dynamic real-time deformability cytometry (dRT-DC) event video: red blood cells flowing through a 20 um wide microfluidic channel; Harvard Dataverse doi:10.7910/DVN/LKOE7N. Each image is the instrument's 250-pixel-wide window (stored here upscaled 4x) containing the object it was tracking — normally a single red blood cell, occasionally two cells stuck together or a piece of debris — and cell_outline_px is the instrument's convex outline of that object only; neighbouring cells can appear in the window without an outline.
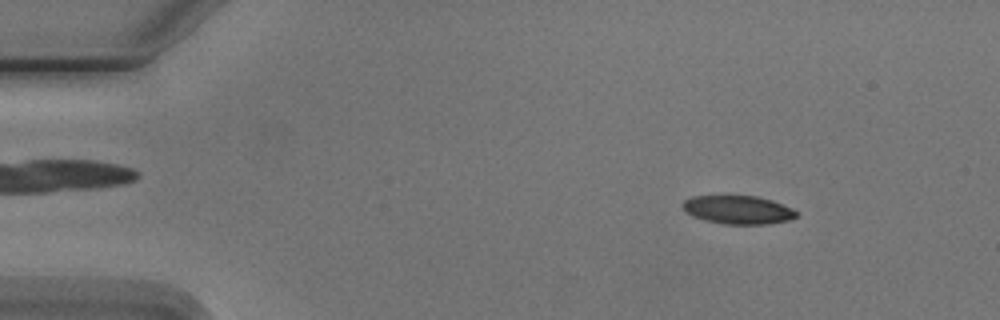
{"species": "Egyptian fruit bat (a non-hibernating species)", "species_latin": "Rousettus aegyptiacus", "temperature_condition": "cold", "stored_images_in_passage": 6, "camera_frame_rate_fps": 3000, "um_per_image_px": 0.085, "animal": {"sex": "male"}, "frame": {"image": 1, "passage_image": 1, "time_ms": 0.0, "image_size_px": [1000, 320], "cell_outline_px": [[796, 216], [788, 220], [768, 224], [724, 224], [704, 220], [692, 216], [680, 204], [684, 200], [692, 196], [756, 196], [772, 200], [792, 208], [796, 212]], "centroid_in_image_um": [62.71, 17.83], "position_along_channel_um": 22.3, "area_um2": 18.73}}
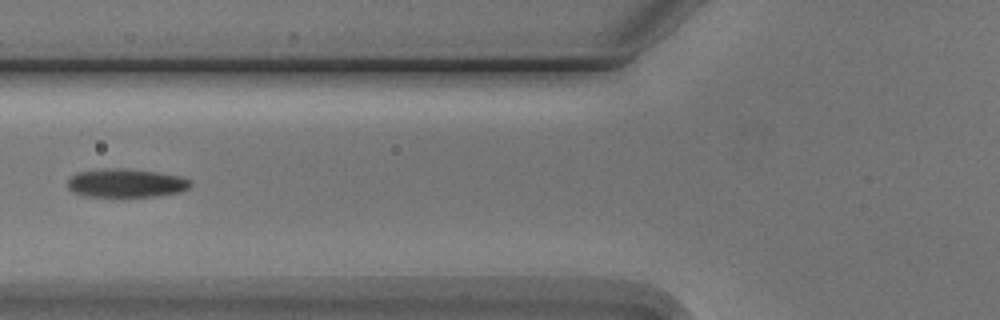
{"frame": {"image": 2, "passage_image": 5, "time_ms": 4.667, "image_size_px": [1000, 320], "cell_outline_px": [[192, 184], [188, 188], [180, 192], [156, 196], [84, 196], [72, 192], [68, 188], [68, 180], [76, 172], [104, 168], [128, 168], [156, 172], [180, 176], [188, 180]], "centroid_in_image_um": [10.68, 15.55], "position_along_channel_um": 115.1, "area_um2": 20.46}}
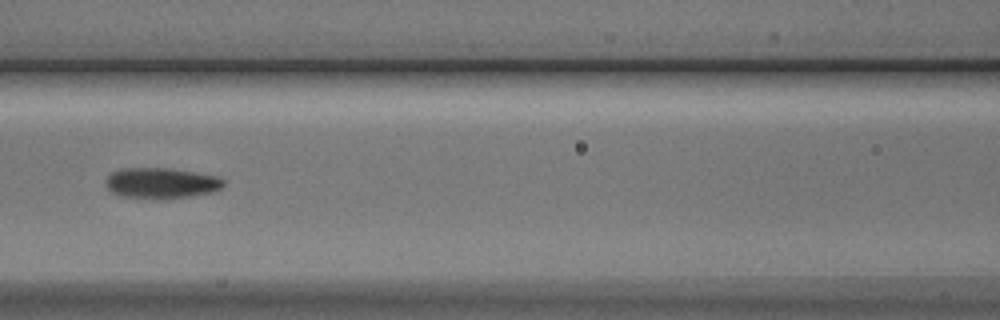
{"frame": {"image": 3, "passage_image": 6, "time_ms": 5.667, "image_size_px": [1000, 320], "cell_outline_px": [[224, 184], [220, 188], [212, 192], [188, 196], [156, 200], [124, 196], [112, 192], [104, 184], [104, 180], [112, 172], [120, 168], [168, 168], [220, 176], [224, 180]], "centroid_in_image_um": [13.68, 15.56], "position_along_channel_um": 152.9, "area_um2": 21.21}}